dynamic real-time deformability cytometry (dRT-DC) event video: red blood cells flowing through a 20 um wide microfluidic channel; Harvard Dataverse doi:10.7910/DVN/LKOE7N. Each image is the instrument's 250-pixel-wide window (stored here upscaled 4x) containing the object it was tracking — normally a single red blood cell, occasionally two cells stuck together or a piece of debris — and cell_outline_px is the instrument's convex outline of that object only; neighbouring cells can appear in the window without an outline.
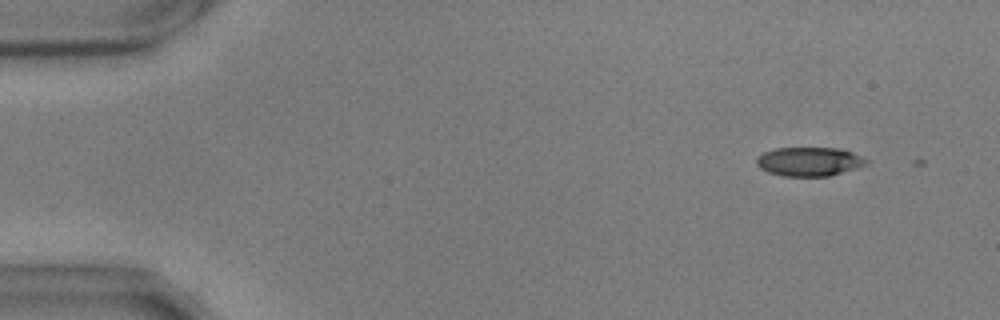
{"species": "common noctule bat (a hibernating species)", "species_latin": "Nyctalus noctula", "temperature_condition": "warm", "stored_images_in_passage": 8, "camera_frame_rate_fps": 3000, "um_per_image_px": 0.085, "animal": {"sex": "male", "body_mass_g": 17.9, "forearm_length_mm": 54.2}, "frame": {"image": 1, "passage_image": 5, "time_ms": 1.333, "image_size_px": [1000, 320], "cell_outline_px": [[868, 164], [856, 168], [828, 176], [780, 176], [768, 172], [760, 168], [756, 164], [756, 156], [764, 152], [776, 148], [840, 148], [852, 152], [868, 160]], "centroid_in_image_um": [68.75, 13.73], "position_along_channel_um": 16.2, "area_um2": 18.55}}